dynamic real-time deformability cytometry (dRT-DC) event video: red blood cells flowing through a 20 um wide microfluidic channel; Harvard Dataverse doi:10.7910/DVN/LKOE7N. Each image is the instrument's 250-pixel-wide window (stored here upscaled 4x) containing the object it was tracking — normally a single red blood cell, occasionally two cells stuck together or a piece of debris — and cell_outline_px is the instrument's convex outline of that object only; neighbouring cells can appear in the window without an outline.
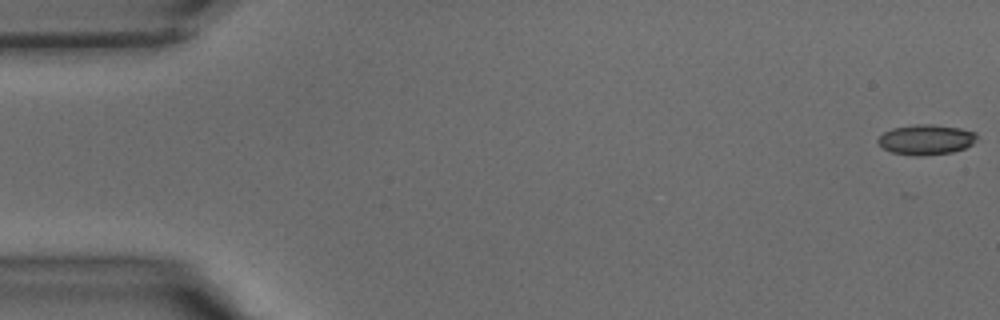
{"species": "common noctule bat (a hibernating species)", "species_latin": "Nyctalus noctula", "temperature_condition": "warm", "stored_images_in_passage": 41, "camera_frame_rate_fps": 3000, "um_per_image_px": 0.085, "animal": {"sex": "male", "body_mass_g": 15.6}, "frame": {"image": 1, "passage_image": 1, "time_ms": 0.0, "image_size_px": [1000, 320], "cell_outline_px": [[976, 136], [972, 144], [964, 148], [952, 152], [920, 156], [912, 156], [892, 152], [884, 148], [876, 140], [884, 132], [892, 128], [916, 124], [932, 124], [960, 128], [976, 132]], "centroid_in_image_um": [78.7, 11.86], "position_along_channel_um": 6.3, "area_um2": 17.28}}
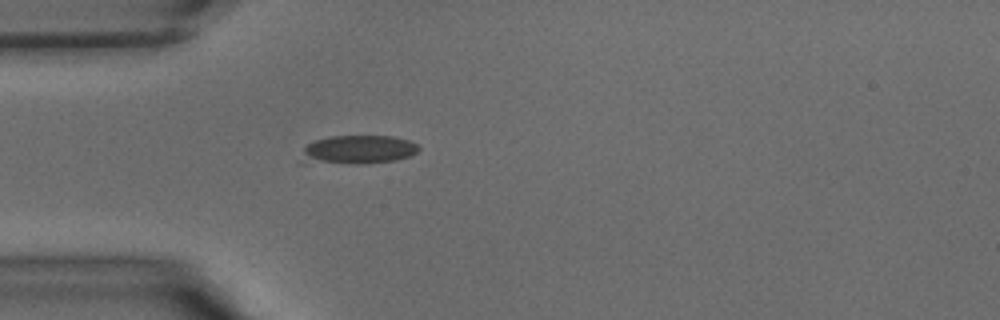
{"frame": {"image": 2, "passage_image": 12, "time_ms": 3.667, "image_size_px": [1000, 320], "cell_outline_px": [[420, 148], [412, 156], [396, 160], [368, 164], [296, 164], [304, 148], [308, 144], [316, 140], [332, 136], [392, 136], [408, 140], [416, 144]], "centroid_in_image_um": [30.33, 12.77], "position_along_channel_um": 54.7, "area_um2": 20.4}}
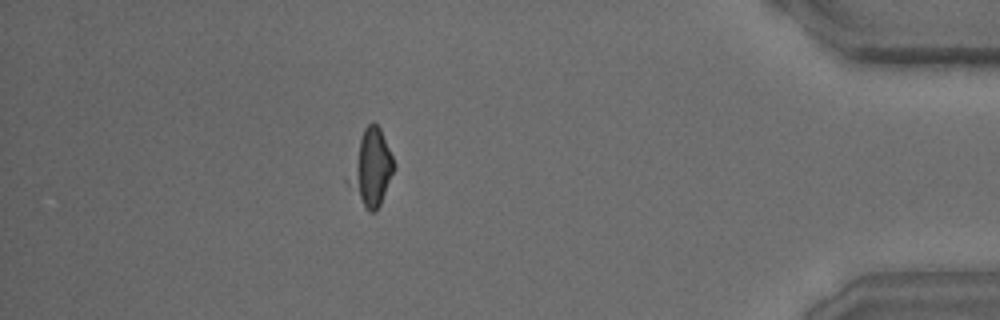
{"frame": {"image": 3, "passage_image": 36, "time_ms": 11.667, "image_size_px": [1000, 320], "cell_outline_px": [[396, 168], [380, 204], [376, 212], [368, 212], [364, 208], [344, 180], [364, 128], [368, 124], [376, 124], [380, 128], [396, 164]], "centroid_in_image_um": [31.53, 14.33], "position_along_channel_um": 403.7, "area_um2": 20.29}}